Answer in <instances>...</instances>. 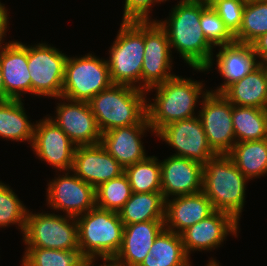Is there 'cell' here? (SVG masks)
<instances>
[{
    "label": "cell",
    "instance_id": "obj_1",
    "mask_svg": "<svg viewBox=\"0 0 267 266\" xmlns=\"http://www.w3.org/2000/svg\"><path fill=\"white\" fill-rule=\"evenodd\" d=\"M166 20H156L166 31L170 48H175L190 67L209 71L213 65V46L200 25L201 12L209 5L197 0H180Z\"/></svg>",
    "mask_w": 267,
    "mask_h": 266
},
{
    "label": "cell",
    "instance_id": "obj_2",
    "mask_svg": "<svg viewBox=\"0 0 267 266\" xmlns=\"http://www.w3.org/2000/svg\"><path fill=\"white\" fill-rule=\"evenodd\" d=\"M203 85L197 80L175 75L164 83L148 89L147 94L153 89L156 90V97L151 99L153 103L151 101L146 103L147 120L153 133L156 134L171 122L196 116L194 110L199 102L198 99L200 100L209 91L205 90Z\"/></svg>",
    "mask_w": 267,
    "mask_h": 266
},
{
    "label": "cell",
    "instance_id": "obj_3",
    "mask_svg": "<svg viewBox=\"0 0 267 266\" xmlns=\"http://www.w3.org/2000/svg\"><path fill=\"white\" fill-rule=\"evenodd\" d=\"M146 95L144 90L119 84L95 95L88 104L100 132L140 124L147 117Z\"/></svg>",
    "mask_w": 267,
    "mask_h": 266
},
{
    "label": "cell",
    "instance_id": "obj_4",
    "mask_svg": "<svg viewBox=\"0 0 267 266\" xmlns=\"http://www.w3.org/2000/svg\"><path fill=\"white\" fill-rule=\"evenodd\" d=\"M248 179L227 154H217L203 165V192L214 210L232 215L238 222L245 203Z\"/></svg>",
    "mask_w": 267,
    "mask_h": 266
},
{
    "label": "cell",
    "instance_id": "obj_5",
    "mask_svg": "<svg viewBox=\"0 0 267 266\" xmlns=\"http://www.w3.org/2000/svg\"><path fill=\"white\" fill-rule=\"evenodd\" d=\"M78 243L85 258H114L123 238L119 213L94 207L76 218Z\"/></svg>",
    "mask_w": 267,
    "mask_h": 266
},
{
    "label": "cell",
    "instance_id": "obj_6",
    "mask_svg": "<svg viewBox=\"0 0 267 266\" xmlns=\"http://www.w3.org/2000/svg\"><path fill=\"white\" fill-rule=\"evenodd\" d=\"M120 25L116 39L109 48V60H106L110 79L112 84L141 89L144 21H122Z\"/></svg>",
    "mask_w": 267,
    "mask_h": 266
},
{
    "label": "cell",
    "instance_id": "obj_7",
    "mask_svg": "<svg viewBox=\"0 0 267 266\" xmlns=\"http://www.w3.org/2000/svg\"><path fill=\"white\" fill-rule=\"evenodd\" d=\"M23 242L26 248L80 250L76 218L28 210Z\"/></svg>",
    "mask_w": 267,
    "mask_h": 266
},
{
    "label": "cell",
    "instance_id": "obj_8",
    "mask_svg": "<svg viewBox=\"0 0 267 266\" xmlns=\"http://www.w3.org/2000/svg\"><path fill=\"white\" fill-rule=\"evenodd\" d=\"M112 85L107 61L91 53L82 57H68L62 97L88 102L99 92Z\"/></svg>",
    "mask_w": 267,
    "mask_h": 266
},
{
    "label": "cell",
    "instance_id": "obj_9",
    "mask_svg": "<svg viewBox=\"0 0 267 266\" xmlns=\"http://www.w3.org/2000/svg\"><path fill=\"white\" fill-rule=\"evenodd\" d=\"M67 58L62 51L49 44L28 45V70L33 96H48L60 100Z\"/></svg>",
    "mask_w": 267,
    "mask_h": 266
},
{
    "label": "cell",
    "instance_id": "obj_10",
    "mask_svg": "<svg viewBox=\"0 0 267 266\" xmlns=\"http://www.w3.org/2000/svg\"><path fill=\"white\" fill-rule=\"evenodd\" d=\"M171 53L166 31L155 19L144 21L141 90L147 91L175 76L170 72L173 64Z\"/></svg>",
    "mask_w": 267,
    "mask_h": 266
},
{
    "label": "cell",
    "instance_id": "obj_11",
    "mask_svg": "<svg viewBox=\"0 0 267 266\" xmlns=\"http://www.w3.org/2000/svg\"><path fill=\"white\" fill-rule=\"evenodd\" d=\"M197 114L209 146L216 154H227L236 143L232 123V104L220 93L210 90L201 98Z\"/></svg>",
    "mask_w": 267,
    "mask_h": 266
},
{
    "label": "cell",
    "instance_id": "obj_12",
    "mask_svg": "<svg viewBox=\"0 0 267 266\" xmlns=\"http://www.w3.org/2000/svg\"><path fill=\"white\" fill-rule=\"evenodd\" d=\"M155 135L175 148L173 156L176 157L188 158L204 165L217 155L208 144L198 115L171 122Z\"/></svg>",
    "mask_w": 267,
    "mask_h": 266
},
{
    "label": "cell",
    "instance_id": "obj_13",
    "mask_svg": "<svg viewBox=\"0 0 267 266\" xmlns=\"http://www.w3.org/2000/svg\"><path fill=\"white\" fill-rule=\"evenodd\" d=\"M70 173L66 171L48 183L46 201L49 208L77 218L96 207V194L94 187Z\"/></svg>",
    "mask_w": 267,
    "mask_h": 266
},
{
    "label": "cell",
    "instance_id": "obj_14",
    "mask_svg": "<svg viewBox=\"0 0 267 266\" xmlns=\"http://www.w3.org/2000/svg\"><path fill=\"white\" fill-rule=\"evenodd\" d=\"M56 106V116H49L76 146L96 145L101 142V135L96 118L88 102L73 101L60 97ZM67 103H66V101Z\"/></svg>",
    "mask_w": 267,
    "mask_h": 266
},
{
    "label": "cell",
    "instance_id": "obj_15",
    "mask_svg": "<svg viewBox=\"0 0 267 266\" xmlns=\"http://www.w3.org/2000/svg\"><path fill=\"white\" fill-rule=\"evenodd\" d=\"M30 146L39 159L60 172L72 170L76 145L47 116L36 121L34 139Z\"/></svg>",
    "mask_w": 267,
    "mask_h": 266
},
{
    "label": "cell",
    "instance_id": "obj_16",
    "mask_svg": "<svg viewBox=\"0 0 267 266\" xmlns=\"http://www.w3.org/2000/svg\"><path fill=\"white\" fill-rule=\"evenodd\" d=\"M238 224L229 213L215 210L207 218L180 233L185 253L190 258L191 251H211L220 247L229 233L238 236Z\"/></svg>",
    "mask_w": 267,
    "mask_h": 266
},
{
    "label": "cell",
    "instance_id": "obj_17",
    "mask_svg": "<svg viewBox=\"0 0 267 266\" xmlns=\"http://www.w3.org/2000/svg\"><path fill=\"white\" fill-rule=\"evenodd\" d=\"M160 166L161 192L165 200L203 190V164L171 155L160 161Z\"/></svg>",
    "mask_w": 267,
    "mask_h": 266
},
{
    "label": "cell",
    "instance_id": "obj_18",
    "mask_svg": "<svg viewBox=\"0 0 267 266\" xmlns=\"http://www.w3.org/2000/svg\"><path fill=\"white\" fill-rule=\"evenodd\" d=\"M81 180L97 188L104 182L120 176L124 168L99 143L76 146L71 170Z\"/></svg>",
    "mask_w": 267,
    "mask_h": 266
},
{
    "label": "cell",
    "instance_id": "obj_19",
    "mask_svg": "<svg viewBox=\"0 0 267 266\" xmlns=\"http://www.w3.org/2000/svg\"><path fill=\"white\" fill-rule=\"evenodd\" d=\"M147 130L153 132L146 117L140 124L118 127L102 133L100 144L125 169L148 157L141 138Z\"/></svg>",
    "mask_w": 267,
    "mask_h": 266
},
{
    "label": "cell",
    "instance_id": "obj_20",
    "mask_svg": "<svg viewBox=\"0 0 267 266\" xmlns=\"http://www.w3.org/2000/svg\"><path fill=\"white\" fill-rule=\"evenodd\" d=\"M5 100L22 99V94H31V77L28 70V46L11 41L0 52ZM22 93V94H21Z\"/></svg>",
    "mask_w": 267,
    "mask_h": 266
},
{
    "label": "cell",
    "instance_id": "obj_21",
    "mask_svg": "<svg viewBox=\"0 0 267 266\" xmlns=\"http://www.w3.org/2000/svg\"><path fill=\"white\" fill-rule=\"evenodd\" d=\"M164 228V220L124 225L122 244L114 259L120 266H140Z\"/></svg>",
    "mask_w": 267,
    "mask_h": 266
},
{
    "label": "cell",
    "instance_id": "obj_22",
    "mask_svg": "<svg viewBox=\"0 0 267 266\" xmlns=\"http://www.w3.org/2000/svg\"><path fill=\"white\" fill-rule=\"evenodd\" d=\"M214 211L210 199L203 191L165 200V229L180 234Z\"/></svg>",
    "mask_w": 267,
    "mask_h": 266
},
{
    "label": "cell",
    "instance_id": "obj_23",
    "mask_svg": "<svg viewBox=\"0 0 267 266\" xmlns=\"http://www.w3.org/2000/svg\"><path fill=\"white\" fill-rule=\"evenodd\" d=\"M216 62V68L224 78V83L211 92L220 94L258 66L257 55L252 45L238 42L220 46Z\"/></svg>",
    "mask_w": 267,
    "mask_h": 266
},
{
    "label": "cell",
    "instance_id": "obj_24",
    "mask_svg": "<svg viewBox=\"0 0 267 266\" xmlns=\"http://www.w3.org/2000/svg\"><path fill=\"white\" fill-rule=\"evenodd\" d=\"M222 95L235 106L266 109L267 71L255 67L241 80L231 84Z\"/></svg>",
    "mask_w": 267,
    "mask_h": 266
},
{
    "label": "cell",
    "instance_id": "obj_25",
    "mask_svg": "<svg viewBox=\"0 0 267 266\" xmlns=\"http://www.w3.org/2000/svg\"><path fill=\"white\" fill-rule=\"evenodd\" d=\"M22 100H0V138L32 145L35 124L28 120Z\"/></svg>",
    "mask_w": 267,
    "mask_h": 266
},
{
    "label": "cell",
    "instance_id": "obj_26",
    "mask_svg": "<svg viewBox=\"0 0 267 266\" xmlns=\"http://www.w3.org/2000/svg\"><path fill=\"white\" fill-rule=\"evenodd\" d=\"M180 234L163 229L140 266H190Z\"/></svg>",
    "mask_w": 267,
    "mask_h": 266
},
{
    "label": "cell",
    "instance_id": "obj_27",
    "mask_svg": "<svg viewBox=\"0 0 267 266\" xmlns=\"http://www.w3.org/2000/svg\"><path fill=\"white\" fill-rule=\"evenodd\" d=\"M118 213L124 225L165 220V199L162 192L132 193Z\"/></svg>",
    "mask_w": 267,
    "mask_h": 266
},
{
    "label": "cell",
    "instance_id": "obj_28",
    "mask_svg": "<svg viewBox=\"0 0 267 266\" xmlns=\"http://www.w3.org/2000/svg\"><path fill=\"white\" fill-rule=\"evenodd\" d=\"M227 156L248 180L267 174V138L236 142Z\"/></svg>",
    "mask_w": 267,
    "mask_h": 266
},
{
    "label": "cell",
    "instance_id": "obj_29",
    "mask_svg": "<svg viewBox=\"0 0 267 266\" xmlns=\"http://www.w3.org/2000/svg\"><path fill=\"white\" fill-rule=\"evenodd\" d=\"M232 123L236 142L267 138V110L232 105Z\"/></svg>",
    "mask_w": 267,
    "mask_h": 266
},
{
    "label": "cell",
    "instance_id": "obj_30",
    "mask_svg": "<svg viewBox=\"0 0 267 266\" xmlns=\"http://www.w3.org/2000/svg\"><path fill=\"white\" fill-rule=\"evenodd\" d=\"M133 193L161 192V166L157 157L148 156L124 169Z\"/></svg>",
    "mask_w": 267,
    "mask_h": 266
},
{
    "label": "cell",
    "instance_id": "obj_31",
    "mask_svg": "<svg viewBox=\"0 0 267 266\" xmlns=\"http://www.w3.org/2000/svg\"><path fill=\"white\" fill-rule=\"evenodd\" d=\"M265 33H267V1L246 3L241 26L234 35L235 42L252 44Z\"/></svg>",
    "mask_w": 267,
    "mask_h": 266
},
{
    "label": "cell",
    "instance_id": "obj_32",
    "mask_svg": "<svg viewBox=\"0 0 267 266\" xmlns=\"http://www.w3.org/2000/svg\"><path fill=\"white\" fill-rule=\"evenodd\" d=\"M132 188L125 173L95 188L96 207L119 212L132 195Z\"/></svg>",
    "mask_w": 267,
    "mask_h": 266
},
{
    "label": "cell",
    "instance_id": "obj_33",
    "mask_svg": "<svg viewBox=\"0 0 267 266\" xmlns=\"http://www.w3.org/2000/svg\"><path fill=\"white\" fill-rule=\"evenodd\" d=\"M25 249L22 266H80L85 258L80 250Z\"/></svg>",
    "mask_w": 267,
    "mask_h": 266
},
{
    "label": "cell",
    "instance_id": "obj_34",
    "mask_svg": "<svg viewBox=\"0 0 267 266\" xmlns=\"http://www.w3.org/2000/svg\"><path fill=\"white\" fill-rule=\"evenodd\" d=\"M28 209L16 193L0 181V228L18 225L23 234Z\"/></svg>",
    "mask_w": 267,
    "mask_h": 266
},
{
    "label": "cell",
    "instance_id": "obj_35",
    "mask_svg": "<svg viewBox=\"0 0 267 266\" xmlns=\"http://www.w3.org/2000/svg\"><path fill=\"white\" fill-rule=\"evenodd\" d=\"M200 25L207 41L214 48L235 42L234 36L225 27L218 13L210 5L201 12Z\"/></svg>",
    "mask_w": 267,
    "mask_h": 266
},
{
    "label": "cell",
    "instance_id": "obj_36",
    "mask_svg": "<svg viewBox=\"0 0 267 266\" xmlns=\"http://www.w3.org/2000/svg\"><path fill=\"white\" fill-rule=\"evenodd\" d=\"M245 4L244 0H213L209 3L233 36L241 26Z\"/></svg>",
    "mask_w": 267,
    "mask_h": 266
},
{
    "label": "cell",
    "instance_id": "obj_37",
    "mask_svg": "<svg viewBox=\"0 0 267 266\" xmlns=\"http://www.w3.org/2000/svg\"><path fill=\"white\" fill-rule=\"evenodd\" d=\"M165 1L167 0H125L122 21H150L152 5Z\"/></svg>",
    "mask_w": 267,
    "mask_h": 266
},
{
    "label": "cell",
    "instance_id": "obj_38",
    "mask_svg": "<svg viewBox=\"0 0 267 266\" xmlns=\"http://www.w3.org/2000/svg\"><path fill=\"white\" fill-rule=\"evenodd\" d=\"M5 4H2L0 2V52L11 42L9 41L8 43H5L4 45L2 43L3 42V39L4 37L6 36V31L7 30V26L9 25V15L7 13V8L4 6ZM3 45V46H2Z\"/></svg>",
    "mask_w": 267,
    "mask_h": 266
},
{
    "label": "cell",
    "instance_id": "obj_39",
    "mask_svg": "<svg viewBox=\"0 0 267 266\" xmlns=\"http://www.w3.org/2000/svg\"><path fill=\"white\" fill-rule=\"evenodd\" d=\"M98 258H84L80 264V266H94V262H96ZM103 260V264L99 266H120L119 263L114 258H100ZM107 263V264H106Z\"/></svg>",
    "mask_w": 267,
    "mask_h": 266
},
{
    "label": "cell",
    "instance_id": "obj_40",
    "mask_svg": "<svg viewBox=\"0 0 267 266\" xmlns=\"http://www.w3.org/2000/svg\"><path fill=\"white\" fill-rule=\"evenodd\" d=\"M251 45L255 52H266L267 51V33L261 35Z\"/></svg>",
    "mask_w": 267,
    "mask_h": 266
},
{
    "label": "cell",
    "instance_id": "obj_41",
    "mask_svg": "<svg viewBox=\"0 0 267 266\" xmlns=\"http://www.w3.org/2000/svg\"><path fill=\"white\" fill-rule=\"evenodd\" d=\"M257 58H259L258 66L264 68L267 71V51L266 52H255Z\"/></svg>",
    "mask_w": 267,
    "mask_h": 266
},
{
    "label": "cell",
    "instance_id": "obj_42",
    "mask_svg": "<svg viewBox=\"0 0 267 266\" xmlns=\"http://www.w3.org/2000/svg\"><path fill=\"white\" fill-rule=\"evenodd\" d=\"M0 100H5V90H4V82H3L1 66H0Z\"/></svg>",
    "mask_w": 267,
    "mask_h": 266
},
{
    "label": "cell",
    "instance_id": "obj_43",
    "mask_svg": "<svg viewBox=\"0 0 267 266\" xmlns=\"http://www.w3.org/2000/svg\"><path fill=\"white\" fill-rule=\"evenodd\" d=\"M206 266H221L214 258H212ZM191 266V265H190Z\"/></svg>",
    "mask_w": 267,
    "mask_h": 266
},
{
    "label": "cell",
    "instance_id": "obj_44",
    "mask_svg": "<svg viewBox=\"0 0 267 266\" xmlns=\"http://www.w3.org/2000/svg\"><path fill=\"white\" fill-rule=\"evenodd\" d=\"M246 3L248 2H261V1H267V0H244Z\"/></svg>",
    "mask_w": 267,
    "mask_h": 266
},
{
    "label": "cell",
    "instance_id": "obj_45",
    "mask_svg": "<svg viewBox=\"0 0 267 266\" xmlns=\"http://www.w3.org/2000/svg\"><path fill=\"white\" fill-rule=\"evenodd\" d=\"M197 1H201V2H204V3H206V4H209V3H211L213 0H197Z\"/></svg>",
    "mask_w": 267,
    "mask_h": 266
}]
</instances>
